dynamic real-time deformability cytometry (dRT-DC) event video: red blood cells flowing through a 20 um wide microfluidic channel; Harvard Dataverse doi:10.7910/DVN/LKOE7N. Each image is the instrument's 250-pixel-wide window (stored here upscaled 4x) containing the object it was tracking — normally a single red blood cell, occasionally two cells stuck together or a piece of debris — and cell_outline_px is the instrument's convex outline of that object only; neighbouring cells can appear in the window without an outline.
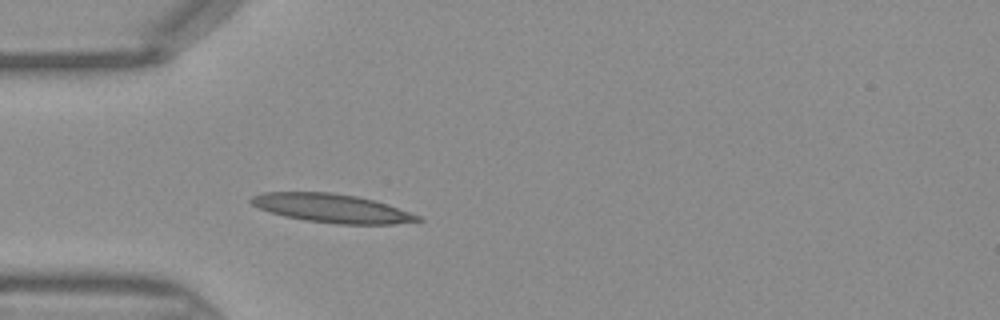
{"species": "Egyptian fruit bat (a non-hibernating species)", "species_latin": "Rousettus aegyptiacus", "temperature_condition": "warm", "stored_images_in_passage": 33, "camera_frame_rate_fps": 3000, "um_per_image_px": 0.085, "frame": {"image": 1, "passage_image": 1, "time_ms": 0.0, "image_size_px": [1000, 320], "cell_outline_px": [[424, 220], [392, 224], [336, 224], [308, 220], [284, 216], [260, 208], [252, 204], [248, 200], [252, 196], [264, 192], [332, 192], [356, 196], [388, 204], [420, 216]], "centroid_in_image_um": [28.21, 17.69], "position_along_channel_um": 56.8, "area_um2": 27.57}}
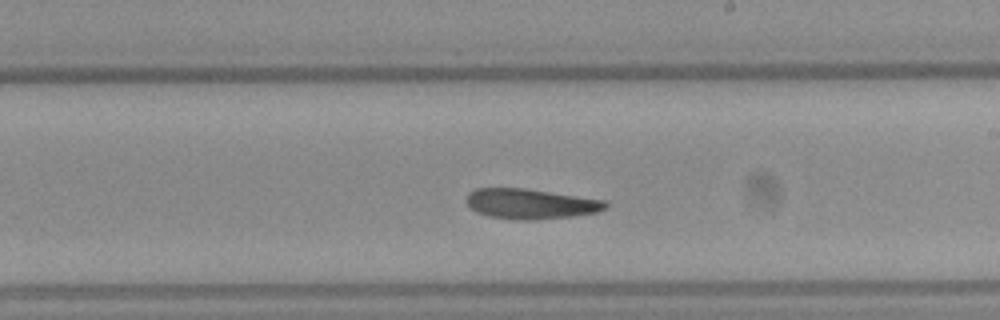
{"frame": {"image": 2, "passage_image": 14, "time_ms": 4.333, "image_size_px": [1000, 320], "cell_outline_px": [[608, 208], [596, 212], [572, 216], [532, 220], [512, 220], [488, 216], [476, 212], [468, 204], [468, 192], [476, 188], [524, 188], [608, 200]], "centroid_in_image_um": [45.13, 17.32], "position_along_channel_um": 243.9, "area_um2": 24.57}}
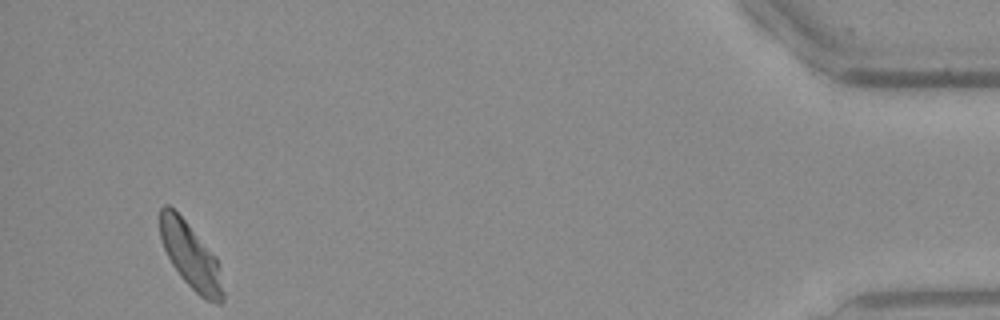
{"frame": {"image": 3, "passage_image": 31, "time_ms": 10.0, "image_size_px": [1000, 320], "cell_outline_px": [[224, 300], [220, 304], [216, 304], [204, 300], [180, 276], [172, 264], [160, 240], [160, 208], [164, 204], [168, 204], [184, 220], [216, 256], [224, 292]], "centroid_in_image_um": [16.21, 21.78], "position_along_channel_um": 419.0, "area_um2": 23.87}}